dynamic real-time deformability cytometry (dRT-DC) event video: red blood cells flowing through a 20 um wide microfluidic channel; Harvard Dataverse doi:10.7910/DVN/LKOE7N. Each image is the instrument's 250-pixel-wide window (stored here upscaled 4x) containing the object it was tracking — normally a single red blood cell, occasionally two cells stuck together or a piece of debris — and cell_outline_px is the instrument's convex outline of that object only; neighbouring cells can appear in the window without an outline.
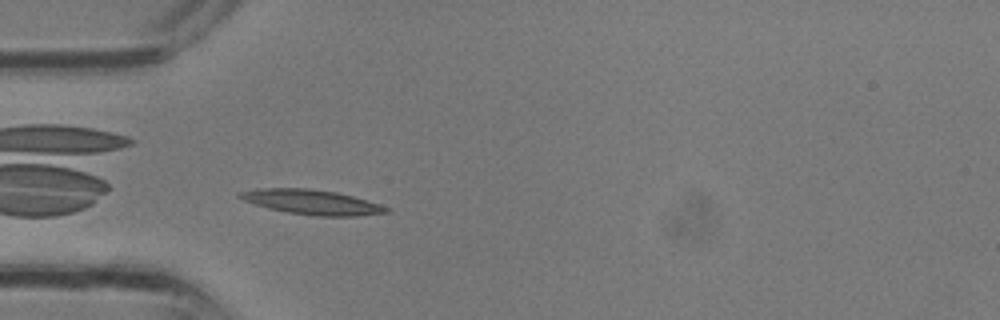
{"species": "common noctule bat (a hibernating species)", "species_latin": "Nyctalus noctula", "temperature_condition": "room temperature", "stored_images_in_passage": 29, "camera_frame_rate_fps": 3000, "um_per_image_px": 0.085, "animal": {"sex": "male", "body_mass_g": 13.3}, "frame": {"image": 1, "passage_image": 9, "time_ms": 2.667, "image_size_px": [1000, 320], "cell_outline_px": [[392, 212], [356, 216], [316, 216], [288, 212], [268, 208], [244, 200], [236, 196], [240, 192], [264, 188], [308, 188], [336, 192], [352, 196], [380, 204], [392, 208]], "centroid_in_image_um": [26.58, 17.18], "position_along_channel_um": 58.4, "area_um2": 21.04}}
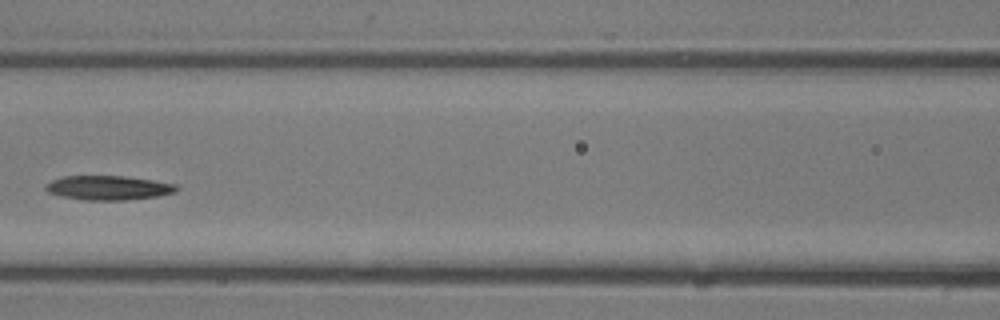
{"frame": {"image": 2, "passage_image": 14, "time_ms": 4.333, "image_size_px": [1000, 320], "cell_outline_px": [[180, 188], [176, 192], [156, 196], [124, 200], [84, 200], [60, 196], [48, 192], [44, 188], [52, 180], [64, 176], [120, 176], [152, 180], [176, 184]], "centroid_in_image_um": [9.21, 15.96], "position_along_channel_um": 157.4, "area_um2": 18.38}}
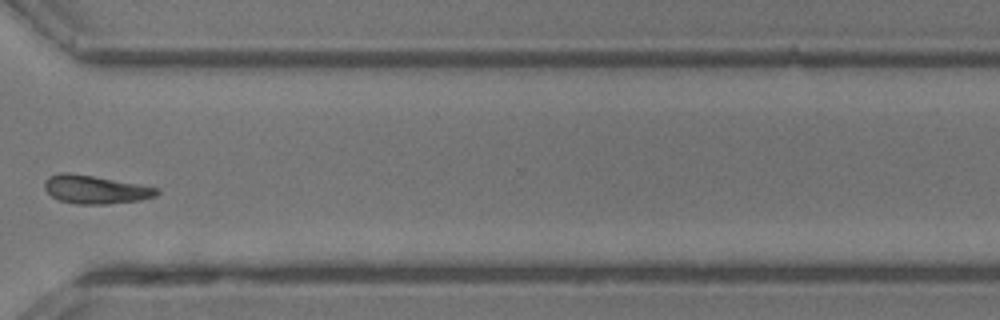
{"frame": {"image": 3, "passage_image": 24, "time_ms": 7.667, "image_size_px": [1000, 320], "cell_outline_px": [[160, 192], [156, 196], [140, 200], [108, 204], [76, 204], [60, 200], [52, 196], [44, 188], [44, 180], [48, 176], [60, 172], [64, 172], [92, 176], [160, 188]], "centroid_in_image_um": [8.1, 16.11], "position_along_channel_um": 362.5, "area_um2": 18.44}}